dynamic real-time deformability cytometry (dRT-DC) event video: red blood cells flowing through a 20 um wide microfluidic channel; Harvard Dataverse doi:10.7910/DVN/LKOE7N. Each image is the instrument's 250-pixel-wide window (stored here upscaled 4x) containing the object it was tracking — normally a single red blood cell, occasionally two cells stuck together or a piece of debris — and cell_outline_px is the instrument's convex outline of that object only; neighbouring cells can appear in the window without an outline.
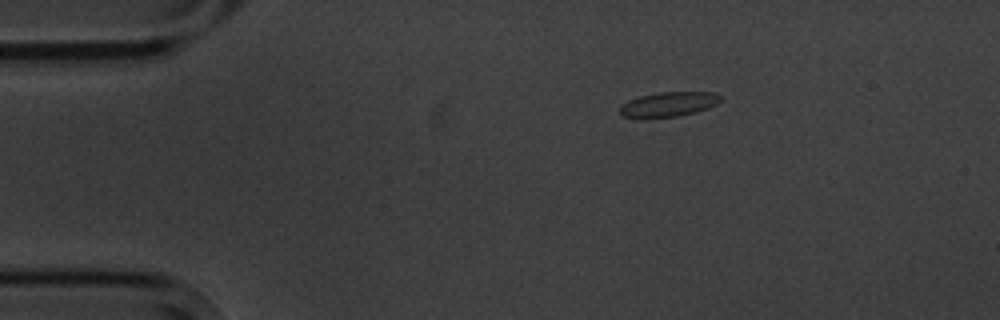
{"species": "common noctule bat (a hibernating species)", "species_latin": "Nyctalus noctula", "temperature_condition": "cold", "stored_images_in_passage": 3, "camera_frame_rate_fps": 3000, "um_per_image_px": 0.085, "animal": {"sex": "male", "body_mass_g": 20.1, "forearm_length_mm": 53.5}, "frame": {"image": 1, "passage_image": 1, "time_ms": 0.0, "image_size_px": [1000, 320], "cell_outline_px": [[724, 96], [716, 104], [708, 108], [696, 112], [676, 116], [636, 120], [624, 116], [620, 112], [620, 104], [628, 100], [640, 96], [660, 92], [716, 92]], "centroid_in_image_um": [56.8, 8.88], "position_along_channel_um": 28.2, "area_um2": 14.91}}
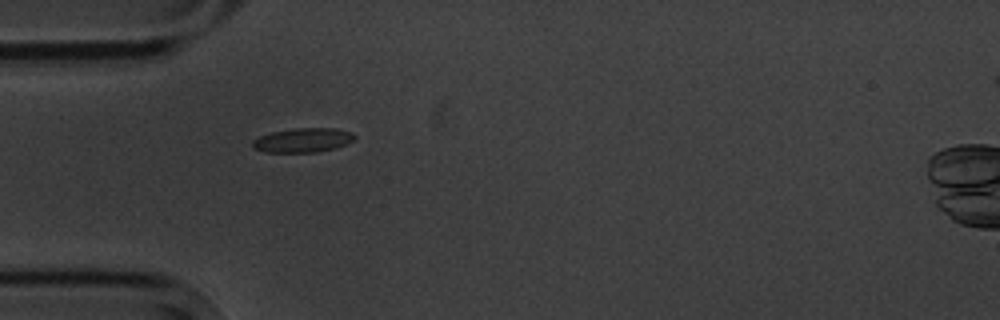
{"frame": {"image": 2, "passage_image": 3, "time_ms": 2.333, "image_size_px": [1000, 320], "cell_outline_px": [[356, 136], [352, 140], [336, 148], [316, 152], [264, 152], [252, 148], [252, 140], [260, 136], [272, 132], [296, 128], [336, 128], [352, 132]], "centroid_in_image_um": [25.72, 11.91], "position_along_channel_um": 59.3, "area_um2": 14.39}}